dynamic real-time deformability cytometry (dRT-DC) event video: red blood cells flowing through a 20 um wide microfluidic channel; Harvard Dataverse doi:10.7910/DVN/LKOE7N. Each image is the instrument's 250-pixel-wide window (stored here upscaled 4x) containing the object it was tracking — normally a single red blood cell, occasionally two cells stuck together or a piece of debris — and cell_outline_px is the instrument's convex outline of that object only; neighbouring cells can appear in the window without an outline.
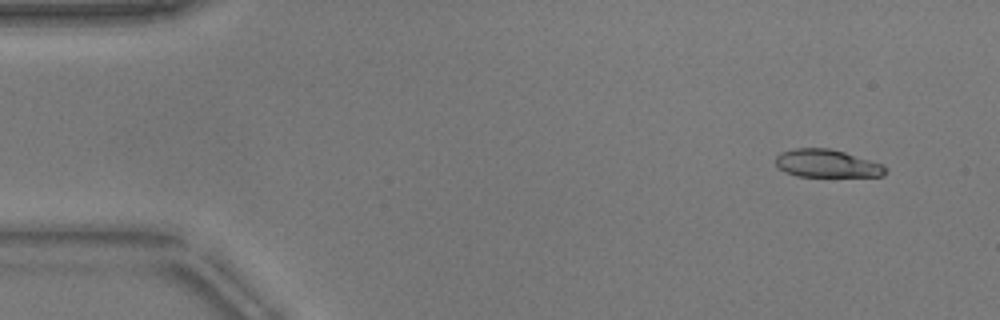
{"species": "common noctule bat (a hibernating species)", "species_latin": "Nyctalus noctula", "temperature_condition": "warm", "stored_images_in_passage": 51, "camera_frame_rate_fps": 3000, "um_per_image_px": 0.085, "animal": {"sex": "male", "body_mass_g": 17.9}, "frame": {"image": 1, "passage_image": 3, "time_ms": 0.667, "image_size_px": [1000, 320], "cell_outline_px": [[888, 172], [884, 176], [796, 176], [780, 168], [776, 164], [776, 156], [780, 152], [796, 148], [828, 148], [844, 152], [880, 164], [888, 168]], "centroid_in_image_um": [70.29, 13.9], "position_along_channel_um": 14.7, "area_um2": 17.57}}
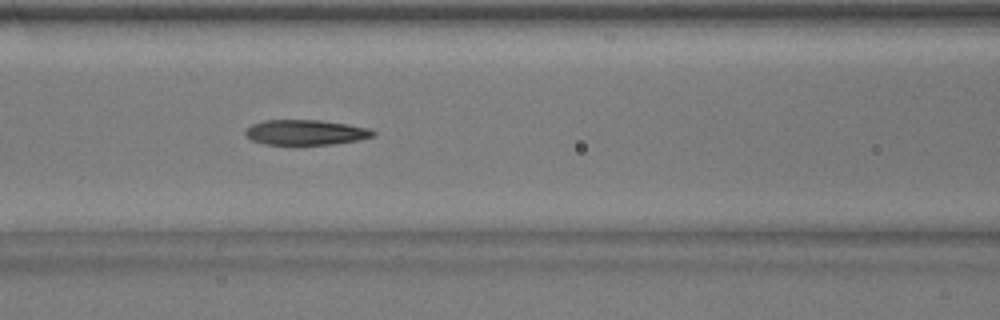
{"frame": {"image": 2, "passage_image": 21, "time_ms": 6.667, "image_size_px": [1000, 320], "cell_outline_px": [[376, 136], [356, 140], [332, 144], [264, 144], [252, 140], [244, 136], [244, 132], [252, 124], [264, 120], [320, 120], [348, 124], [368, 128], [376, 132]], "centroid_in_image_um": [25.97, 11.24], "position_along_channel_um": 140.6, "area_um2": 18.67}}
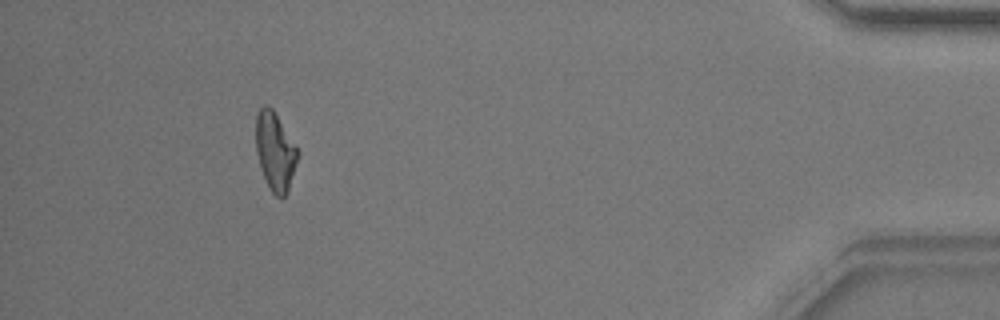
{"frame": {"image": 3, "passage_image": 47, "time_ms": 15.333, "image_size_px": [1000, 320], "cell_outline_px": [[300, 156], [288, 192], [284, 196], [276, 196], [268, 188], [260, 168], [256, 152], [256, 116], [260, 108], [264, 104], [268, 104], [272, 108], [300, 152]], "centroid_in_image_um": [23.4, 12.89], "position_along_channel_um": 411.8, "area_um2": 19.36}, "authors_computed_cell_mechanics": {"area_um2": 19.1318, "velocity_mm_per_s": 3.8422, "shape_relaxation_time_tau1_ms": null, "shape_relaxation_time_tau2_ms": 4.2582, "deformation_change_tau1": null, "deformation_change_tau2": 0.141}}